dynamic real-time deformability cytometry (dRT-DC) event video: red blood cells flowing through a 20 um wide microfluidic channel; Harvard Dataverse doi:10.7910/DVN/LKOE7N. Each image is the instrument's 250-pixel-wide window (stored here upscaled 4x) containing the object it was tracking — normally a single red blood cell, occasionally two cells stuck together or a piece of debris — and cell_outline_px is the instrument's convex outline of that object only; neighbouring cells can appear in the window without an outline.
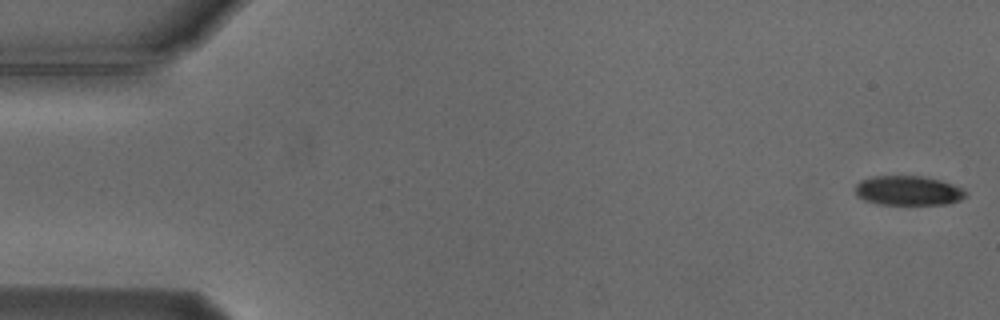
{"species": "Egyptian fruit bat (a non-hibernating species)", "species_latin": "Rousettus aegyptiacus", "temperature_condition": "cold", "stored_images_in_passage": 44, "camera_frame_rate_fps": 3000, "um_per_image_px": 0.085, "animal": {"sex": "male"}, "frame": {"image": 1, "passage_image": 1, "time_ms": 0.0, "image_size_px": [1000, 320], "cell_outline_px": [[968, 196], [960, 200], [948, 204], [876, 204], [864, 200], [856, 196], [856, 184], [860, 180], [872, 176], [924, 176], [940, 180], [964, 188], [968, 192]], "centroid_in_image_um": [77.22, 16.2], "position_along_channel_um": 7.8, "area_um2": 19.25}}
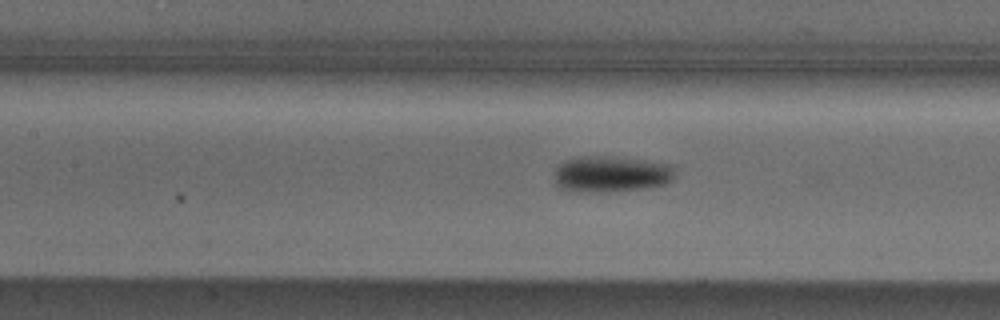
{"frame": {"image": 2, "passage_image": 24, "time_ms": 7.667, "image_size_px": [1000, 320], "cell_outline_px": [[676, 176], [668, 184], [648, 188], [600, 192], [580, 192], [560, 188], [556, 184], [556, 168], [564, 160], [576, 156], [616, 156], [672, 164], [676, 172]], "centroid_in_image_um": [52.0, 14.78], "position_along_channel_um": 155.4, "area_um2": 25.89}}
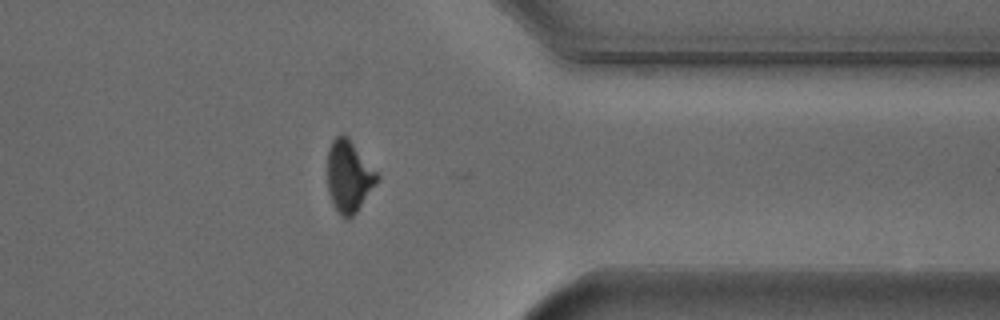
{"frame": {"image": 3, "passage_image": 43, "time_ms": 14.0, "image_size_px": [1000, 320], "cell_outline_px": [[380, 180], [356, 212], [348, 220], [344, 220], [340, 216], [332, 204], [328, 192], [328, 148], [332, 140], [340, 132], [344, 132], [348, 136], [380, 176]], "centroid_in_image_um": [29.65, 14.99], "position_along_channel_um": 381.7, "area_um2": 21.21}, "authors_computed_cell_mechanics": {"area_um2": 22.6865, "velocity_mm_per_s": 3.7574, "shape_relaxation_time_tau1_ms": 2.1154, "shape_relaxation_time_tau2_ms": null, "deformation_change_tau1": 0.1102, "deformation_change_tau2": null}}